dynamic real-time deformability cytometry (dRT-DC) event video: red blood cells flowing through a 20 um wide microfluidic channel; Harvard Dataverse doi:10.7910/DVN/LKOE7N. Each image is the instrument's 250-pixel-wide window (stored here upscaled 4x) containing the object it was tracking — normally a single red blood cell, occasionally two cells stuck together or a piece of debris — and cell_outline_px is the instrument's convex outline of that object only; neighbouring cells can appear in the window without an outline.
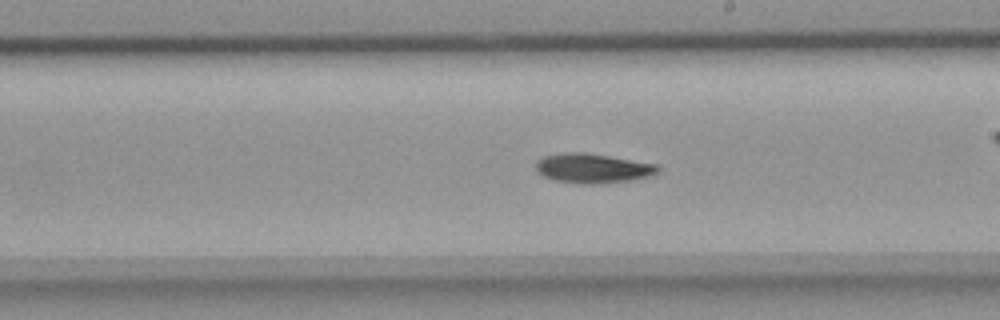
{"species": "common noctule bat (a hibernating species)", "species_latin": "Nyctalus noctula", "temperature_condition": "room temperature", "stored_images_in_passage": 37, "camera_frame_rate_fps": 3000, "um_per_image_px": 0.085, "animal": {"sex": "female", "body_mass_g": 18.4}, "frame": {"image": 1, "passage_image": 16, "time_ms": 5.0, "image_size_px": [1000, 320], "cell_outline_px": [[660, 168], [656, 172], [648, 176], [628, 180], [596, 184], [580, 184], [556, 180], [544, 176], [536, 168], [536, 160], [544, 156], [564, 152], [584, 152], [656, 164]], "centroid_in_image_um": [50.34, 14.29], "position_along_channel_um": 238.7, "area_um2": 20.63}}
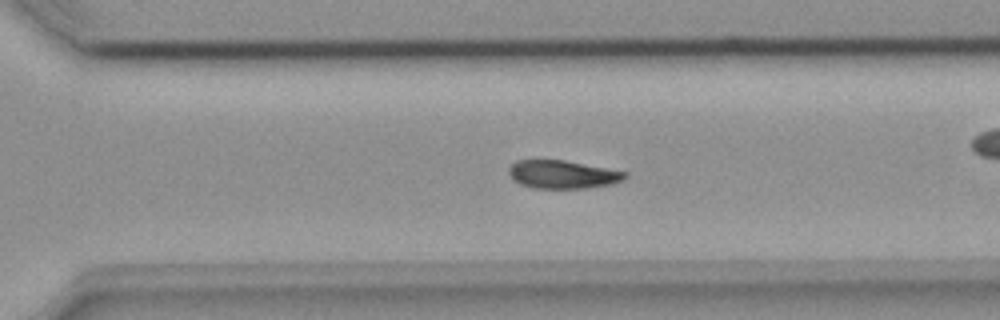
{"frame": {"image": 2, "passage_image": 22, "time_ms": 7.0, "image_size_px": [1000, 320], "cell_outline_px": [[628, 176], [624, 180], [612, 184], [588, 188], [532, 188], [520, 184], [508, 172], [508, 168], [516, 160], [564, 160], [628, 172]], "centroid_in_image_um": [47.86, 14.83], "position_along_channel_um": 322.7, "area_um2": 19.07}}